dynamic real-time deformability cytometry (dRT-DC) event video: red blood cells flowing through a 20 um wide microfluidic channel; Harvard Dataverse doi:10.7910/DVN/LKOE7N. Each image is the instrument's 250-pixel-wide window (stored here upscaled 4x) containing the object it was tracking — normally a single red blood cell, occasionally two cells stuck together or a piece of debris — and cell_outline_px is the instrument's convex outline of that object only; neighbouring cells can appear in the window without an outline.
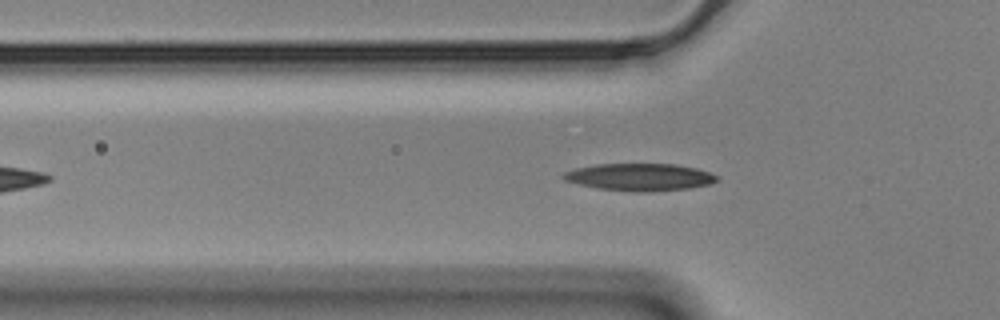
{"species": "Egyptian fruit bat (a non-hibernating species)", "species_latin": "Rousettus aegyptiacus", "temperature_condition": "cold", "stored_images_in_passage": 39, "camera_frame_rate_fps": 3000, "um_per_image_px": 0.085, "animal": {"sex": "male"}, "frame": {"image": 1, "passage_image": 3, "time_ms": 0.667, "image_size_px": [1000, 320], "cell_outline_px": [[720, 180], [708, 184], [688, 188], [652, 192], [636, 192], [596, 188], [564, 180], [560, 176], [564, 172], [576, 168], [596, 164], [676, 164], [696, 168], [720, 176]], "centroid_in_image_um": [54.38, 15.05], "position_along_channel_um": 71.4, "area_um2": 24.51}}
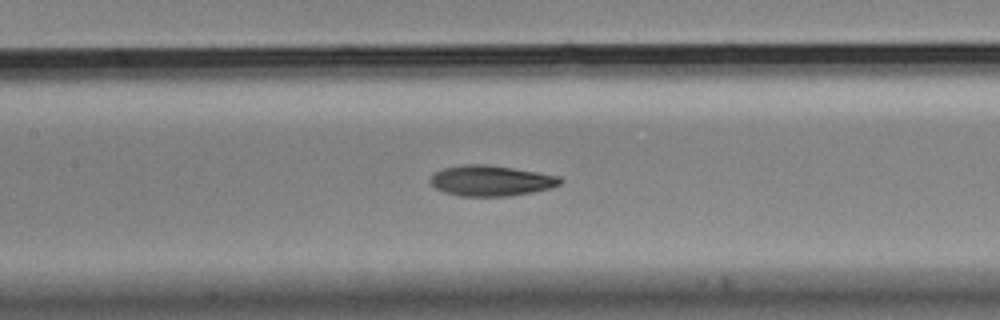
{"frame": {"image": 2, "passage_image": 11, "time_ms": 3.333, "image_size_px": [1000, 320], "cell_outline_px": [[564, 180], [560, 184], [552, 188], [532, 192], [508, 196], [460, 196], [444, 192], [436, 188], [428, 180], [436, 172], [444, 168], [464, 164], [488, 164], [560, 176]], "centroid_in_image_um": [41.75, 15.36], "position_along_channel_um": 165.6, "area_um2": 23.12}}
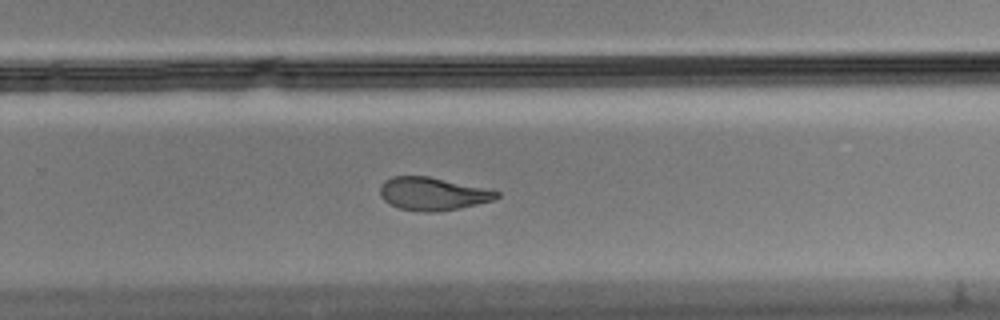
{"frame": {"image": 3, "passage_image": 22, "time_ms": 7.0, "image_size_px": [1000, 320], "cell_outline_px": [[500, 196], [492, 200], [460, 208], [440, 212], [424, 212], [400, 208], [388, 204], [380, 196], [380, 184], [384, 180], [392, 176], [428, 176], [484, 188], [500, 192]], "centroid_in_image_um": [36.73, 16.47], "position_along_channel_um": 293.1, "area_um2": 22.37}}